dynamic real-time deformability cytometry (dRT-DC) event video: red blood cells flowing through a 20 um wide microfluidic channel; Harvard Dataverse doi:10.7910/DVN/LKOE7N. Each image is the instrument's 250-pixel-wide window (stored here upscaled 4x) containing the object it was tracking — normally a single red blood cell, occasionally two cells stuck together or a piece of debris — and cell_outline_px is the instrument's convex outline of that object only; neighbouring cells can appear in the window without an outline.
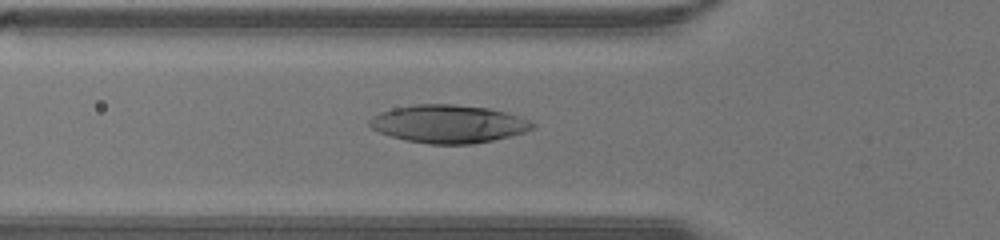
{"species": "human", "species_latin": "Homo sapiens", "temperature_condition": "warm", "stored_images_in_passage": 37, "camera_frame_rate_fps": 3000, "um_per_image_px": 0.085, "donor": {"sex": "male"}, "frame": {"image": 1, "passage_image": 14, "time_ms": 4.333, "image_size_px": [1000, 240], "cell_outline_px": [[536, 124], [532, 128], [524, 132], [492, 140], [472, 144], [428, 144], [404, 140], [380, 132], [372, 128], [368, 124], [368, 120], [372, 116], [380, 112], [392, 108], [416, 104], [452, 104], [488, 108], [504, 112], [528, 120]], "centroid_in_image_um": [38.06, 10.53], "position_along_channel_um": 87.7, "area_um2": 35.84}}
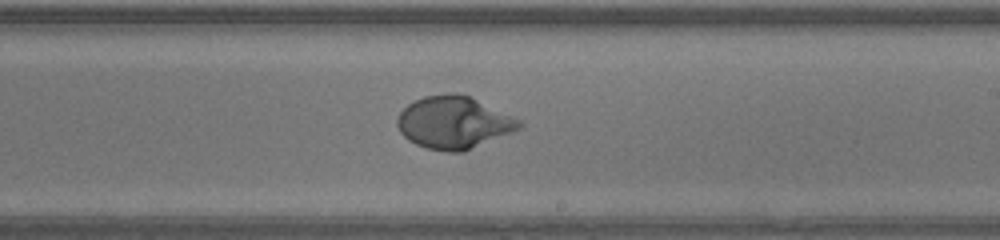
{"frame": {"image": 2, "passage_image": 24, "time_ms": 7.667, "image_size_px": [1000, 240], "cell_outline_px": [[524, 124], [520, 128], [464, 152], [444, 152], [428, 148], [416, 144], [408, 140], [400, 132], [396, 124], [396, 120], [400, 112], [408, 104], [424, 96], [452, 92], [456, 92], [468, 96], [520, 120]], "centroid_in_image_um": [38.53, 10.42], "position_along_channel_um": 250.5, "area_um2": 36.93}}
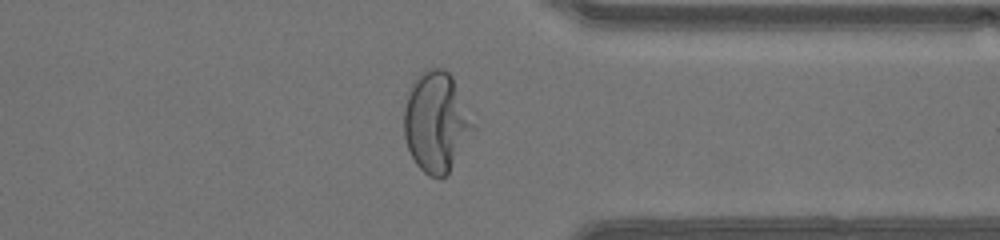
{"frame": {"image": 3, "passage_image": 32, "time_ms": 10.333, "image_size_px": [1000, 240], "cell_outline_px": [[476, 128], [448, 172], [444, 176], [428, 176], [416, 164], [408, 148], [404, 136], [404, 108], [408, 88], [412, 80], [420, 72], [428, 68], [444, 68], [452, 76], [476, 124]], "centroid_in_image_um": [37.08, 10.32], "position_along_channel_um": 374.3, "area_um2": 40.52}}